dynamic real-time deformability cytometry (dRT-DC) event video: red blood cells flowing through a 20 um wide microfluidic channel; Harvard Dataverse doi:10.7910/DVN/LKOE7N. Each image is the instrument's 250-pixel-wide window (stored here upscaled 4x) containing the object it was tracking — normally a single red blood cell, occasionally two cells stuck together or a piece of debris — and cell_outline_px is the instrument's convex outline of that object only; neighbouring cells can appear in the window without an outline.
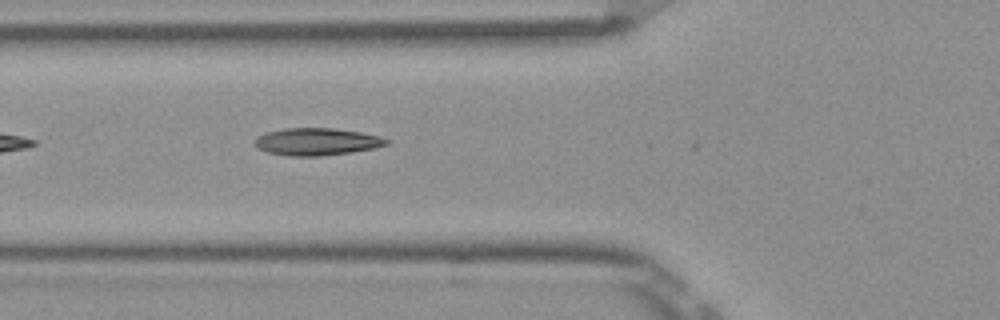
{"species": "Egyptian fruit bat (a non-hibernating species)", "species_latin": "Rousettus aegyptiacus", "temperature_condition": "room temperature", "stored_images_in_passage": 2, "camera_frame_rate_fps": 3000, "um_per_image_px": 0.085, "frame": {"image": 1, "passage_image": 2, "time_ms": 0.333, "image_size_px": [1000, 320], "cell_outline_px": [[392, 140], [388, 144], [376, 148], [352, 152], [320, 156], [288, 156], [268, 152], [260, 148], [256, 144], [256, 136], [268, 132], [284, 128], [332, 128], [360, 132], [380, 136]], "centroid_in_image_um": [26.99, 12.04], "position_along_channel_um": 98.8, "area_um2": 20.92}}